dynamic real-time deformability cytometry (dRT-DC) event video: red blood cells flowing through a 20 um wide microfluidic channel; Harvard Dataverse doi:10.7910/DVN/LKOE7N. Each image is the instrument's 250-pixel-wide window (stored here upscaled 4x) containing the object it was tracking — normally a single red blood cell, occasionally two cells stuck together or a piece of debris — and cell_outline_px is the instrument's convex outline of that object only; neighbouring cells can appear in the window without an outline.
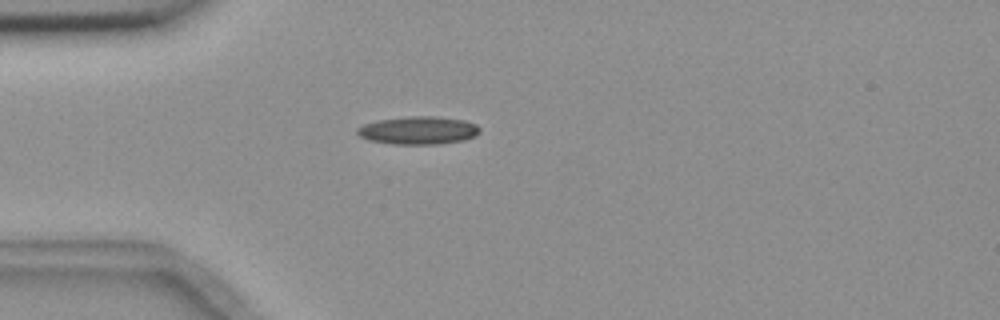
{"species": "common noctule bat (a hibernating species)", "species_latin": "Nyctalus noctula", "temperature_condition": "room temperature", "stored_images_in_passage": 5, "camera_frame_rate_fps": 3000, "um_per_image_px": 0.085, "animal": {"sex": "female", "body_mass_g": 18.4}, "frame": {"image": 1, "passage_image": 5, "time_ms": 4.667, "image_size_px": [1000, 320], "cell_outline_px": [[480, 132], [476, 136], [464, 140], [436, 144], [392, 144], [368, 140], [360, 136], [356, 132], [356, 128], [364, 124], [376, 120], [412, 116], [436, 116], [464, 120], [476, 124], [480, 128]], "centroid_in_image_um": [35.56, 11.08], "position_along_channel_um": 49.4, "area_um2": 20.06}}